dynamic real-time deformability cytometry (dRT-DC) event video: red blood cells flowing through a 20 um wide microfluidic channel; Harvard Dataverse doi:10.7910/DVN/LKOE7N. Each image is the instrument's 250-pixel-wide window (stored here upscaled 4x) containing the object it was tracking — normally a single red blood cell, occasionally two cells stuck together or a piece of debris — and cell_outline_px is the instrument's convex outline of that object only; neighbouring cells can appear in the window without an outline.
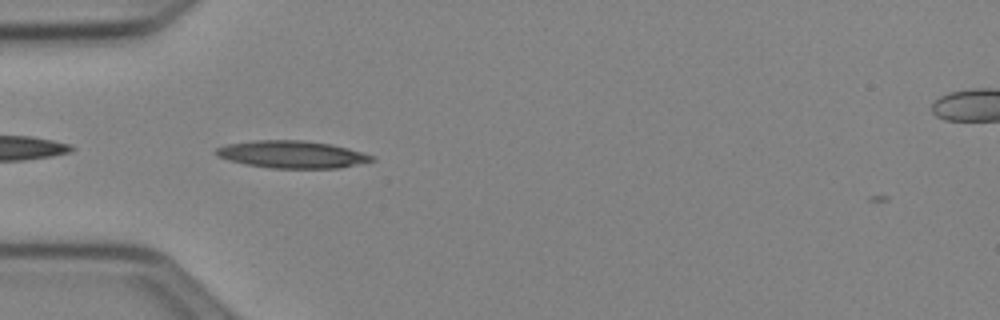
{"species": "Egyptian fruit bat (a non-hibernating species)", "species_latin": "Rousettus aegyptiacus", "temperature_condition": "cold", "stored_images_in_passage": 8, "camera_frame_rate_fps": 3000, "um_per_image_px": 0.085, "animal": {"sex": "female"}, "frame": {"image": 1, "passage_image": 2, "time_ms": 0.333, "image_size_px": [1000, 320], "cell_outline_px": [[376, 160], [340, 168], [272, 168], [244, 164], [228, 160], [216, 156], [212, 152], [216, 148], [228, 144], [256, 140], [304, 140], [332, 144], [348, 148], [372, 156]], "centroid_in_image_um": [24.78, 13.12], "position_along_channel_um": 60.2, "area_um2": 24.85}}
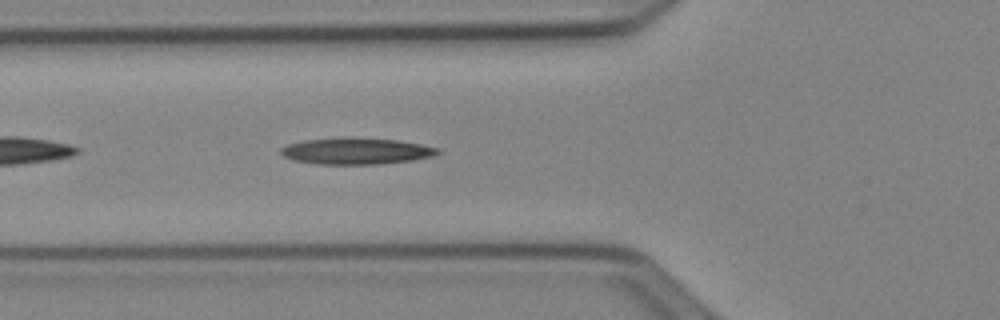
{"frame": {"image": 2, "passage_image": 5, "time_ms": 1.333, "image_size_px": [1000, 320], "cell_outline_px": [[440, 152], [432, 156], [412, 160], [380, 164], [316, 164], [292, 160], [284, 156], [280, 152], [280, 148], [288, 144], [304, 140], [340, 136], [352, 136], [396, 140], [420, 144], [440, 148]], "centroid_in_image_um": [30.24, 12.82], "position_along_channel_um": 95.6, "area_um2": 24.57}}